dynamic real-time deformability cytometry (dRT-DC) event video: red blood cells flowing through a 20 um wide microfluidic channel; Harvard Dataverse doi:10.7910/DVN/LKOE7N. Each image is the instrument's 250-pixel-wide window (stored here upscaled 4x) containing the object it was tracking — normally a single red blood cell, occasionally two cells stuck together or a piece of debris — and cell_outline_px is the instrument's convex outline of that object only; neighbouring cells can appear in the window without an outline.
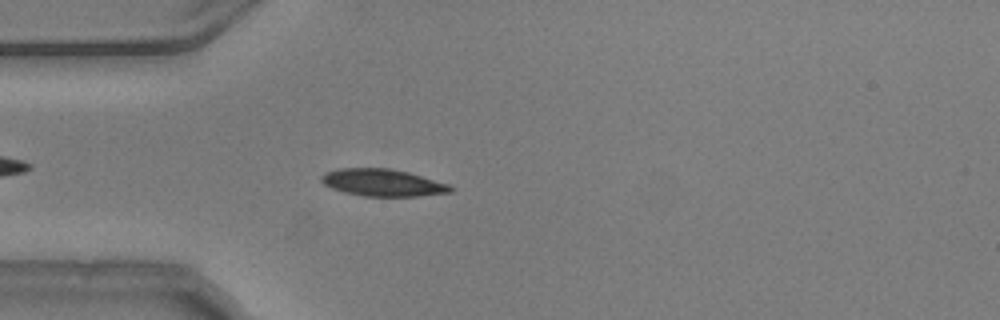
{"species": "common noctule bat (a hibernating species)", "species_latin": "Nyctalus noctula", "temperature_condition": "warm", "stored_images_in_passage": 46, "camera_frame_rate_fps": 3000, "um_per_image_px": 0.085, "animal": {"sex": "male", "body_mass_g": 20.5, "forearm_length_mm": 52.5}, "frame": {"image": 1, "passage_image": 7, "time_ms": 2.0, "image_size_px": [1000, 320], "cell_outline_px": [[456, 188], [452, 192], [420, 196], [364, 196], [344, 192], [332, 188], [324, 184], [320, 180], [320, 176], [324, 172], [336, 168], [388, 168], [408, 172], [448, 184]], "centroid_in_image_um": [32.51, 15.52], "position_along_channel_um": 52.5, "area_um2": 20.52}}
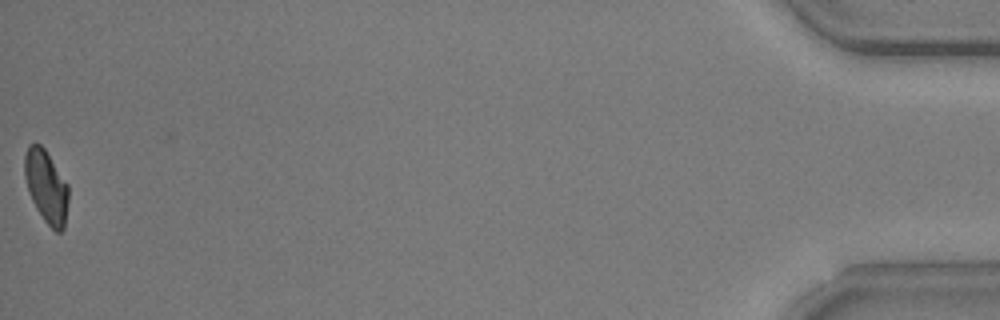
{"frame": {"image": 2, "passage_image": 46, "time_ms": 15.0, "image_size_px": [1000, 320], "cell_outline_px": [[68, 200], [64, 228], [60, 232], [56, 232], [44, 220], [36, 208], [28, 192], [24, 176], [24, 156], [28, 144], [40, 144], [44, 148], [68, 184]], "centroid_in_image_um": [3.92, 15.85], "position_along_channel_um": 431.3, "area_um2": 18.55}, "authors_computed_cell_mechanics": {"area_um2": 19.7098, "velocity_mm_per_s": 3.7457, "shape_relaxation_time_tau1_ms": 4.1354, "shape_relaxation_time_tau2_ms": 2.034, "deformation_change_tau1": 0.1531, "deformation_change_tau2": 0.0597}}